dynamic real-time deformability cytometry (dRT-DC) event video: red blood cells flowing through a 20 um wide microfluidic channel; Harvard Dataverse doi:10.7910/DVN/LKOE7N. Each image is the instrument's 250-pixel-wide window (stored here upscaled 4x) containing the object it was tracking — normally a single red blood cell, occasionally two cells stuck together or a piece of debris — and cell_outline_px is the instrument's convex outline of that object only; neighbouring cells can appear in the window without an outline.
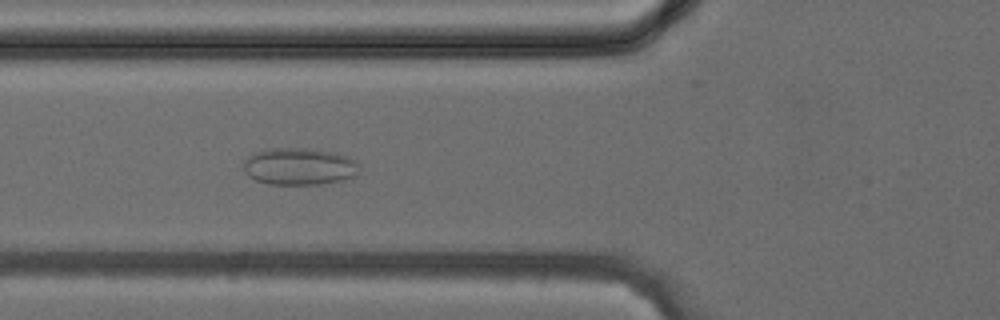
{"species": "common noctule bat (a hibernating species)", "species_latin": "Nyctalus noctula", "temperature_condition": "cold", "stored_images_in_passage": 37, "camera_frame_rate_fps": 3000, "um_per_image_px": 0.085, "animal": {"sex": "female", "body_mass_g": 24.6, "forearm_length_mm": 56.2}, "frame": {"image": 1, "passage_image": 13, "time_ms": 4.0, "image_size_px": [1000, 320], "cell_outline_px": [[360, 164], [356, 176], [344, 180], [320, 184], [268, 184], [256, 180], [248, 176], [244, 172], [244, 160], [252, 152], [264, 148], [308, 148], [332, 152], [348, 156], [356, 160]], "centroid_in_image_um": [25.43, 14.14], "position_along_channel_um": 100.4, "area_um2": 25.43}}
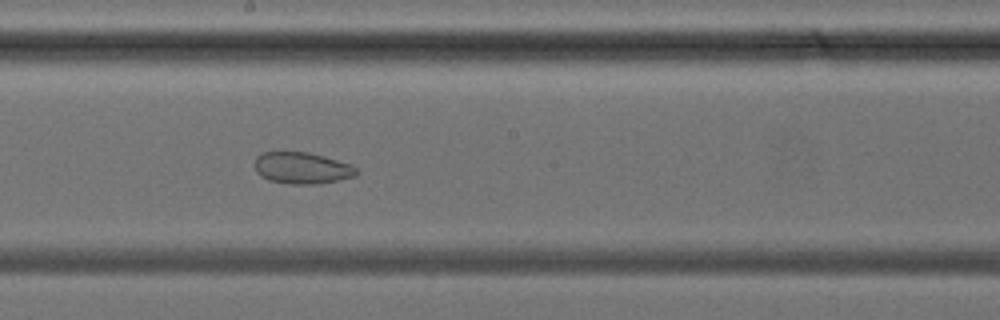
{"frame": {"image": 2, "passage_image": 20, "time_ms": 6.333, "image_size_px": [1000, 320], "cell_outline_px": [[360, 172], [352, 176], [336, 180], [312, 184], [288, 184], [268, 180], [260, 176], [256, 172], [256, 156], [260, 152], [308, 152], [324, 156], [352, 164]], "centroid_in_image_um": [25.65, 14.27], "position_along_channel_um": 222.6, "area_um2": 18.67}}
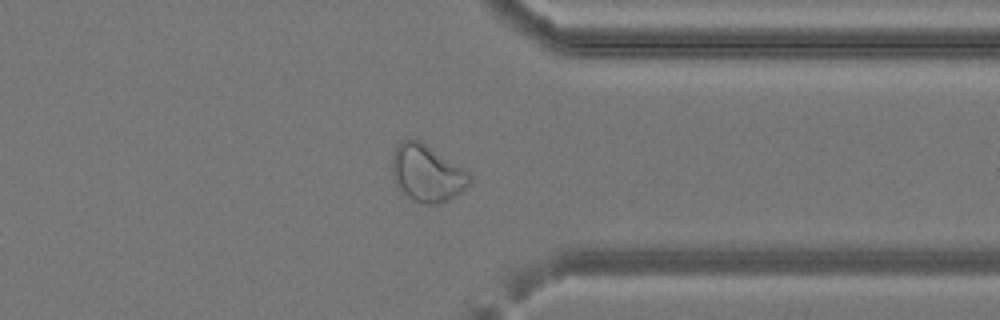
{"frame": {"image": 3, "passage_image": 29, "time_ms": 9.333, "image_size_px": [1000, 320], "cell_outline_px": [[472, 180], [460, 192], [448, 200], [436, 204], [424, 204], [412, 200], [400, 188], [392, 172], [392, 152], [400, 140], [420, 140], [464, 168], [472, 176]], "centroid_in_image_um": [36.3, 14.7], "position_along_channel_um": 375.1, "area_um2": 25.49}}